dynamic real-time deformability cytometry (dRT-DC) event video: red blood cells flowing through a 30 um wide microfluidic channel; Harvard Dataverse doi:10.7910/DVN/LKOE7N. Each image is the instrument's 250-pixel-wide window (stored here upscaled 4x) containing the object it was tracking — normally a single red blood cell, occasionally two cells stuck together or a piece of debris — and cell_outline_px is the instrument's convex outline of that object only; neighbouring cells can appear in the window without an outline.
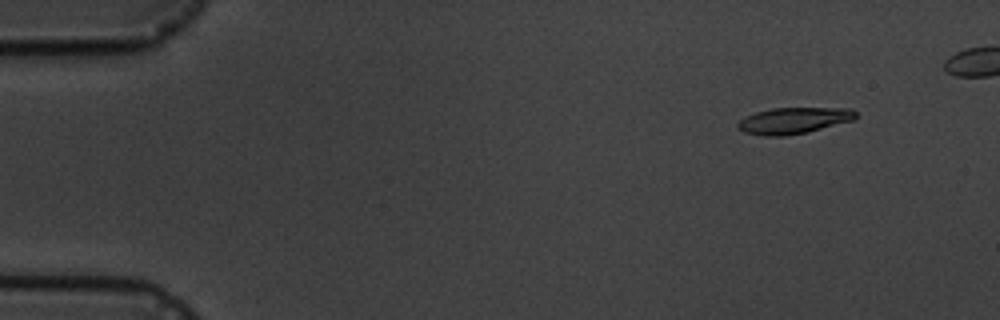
{"species": "common noctule bat (a hibernating species)", "species_latin": "Nyctalus noctula", "temperature_condition": "cold", "stored_images_in_passage": 5, "camera_frame_rate_fps": 3000, "um_per_image_px": 0.085, "animal": {"sex": "male", "body_mass_g": 19.5, "forearm_length_mm": 54.6}, "frame": {"image": 1, "passage_image": 1, "time_ms": 0.0, "image_size_px": [1000, 320], "cell_outline_px": [[856, 116], [852, 120], [808, 132], [784, 136], [764, 136], [744, 132], [736, 128], [736, 124], [744, 116], [756, 112], [772, 108], [852, 108], [856, 112]], "centroid_in_image_um": [67.41, 10.25], "position_along_channel_um": 17.6, "area_um2": 18.09}}